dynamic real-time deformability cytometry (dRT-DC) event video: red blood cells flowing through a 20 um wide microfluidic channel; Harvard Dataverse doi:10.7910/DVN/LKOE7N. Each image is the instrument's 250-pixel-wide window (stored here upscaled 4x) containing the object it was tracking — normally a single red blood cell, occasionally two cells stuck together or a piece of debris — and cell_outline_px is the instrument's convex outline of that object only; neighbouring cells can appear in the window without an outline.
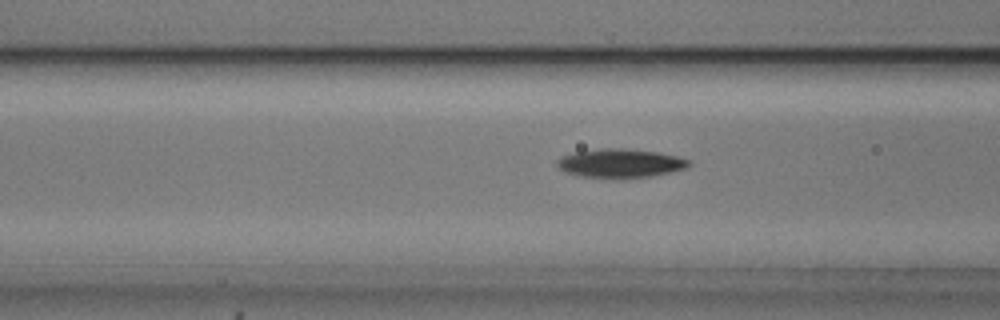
{"species": "common noctule bat (a hibernating species)", "species_latin": "Nyctalus noctula", "temperature_condition": "cold", "stored_images_in_passage": 50, "camera_frame_rate_fps": 3000, "um_per_image_px": 0.085, "animal": {"sex": "male", "body_mass_g": 20.5, "forearm_length_mm": 52.5}, "frame": {"image": 1, "passage_image": 21, "time_ms": 6.667, "image_size_px": [1000, 320], "cell_outline_px": [[692, 164], [684, 168], [668, 172], [648, 176], [580, 176], [564, 172], [556, 164], [556, 160], [560, 156], [572, 152], [600, 148], [624, 148], [656, 152], [676, 156], [688, 160]], "centroid_in_image_um": [52.64, 13.83], "position_along_channel_um": 114.0, "area_um2": 21.44}}
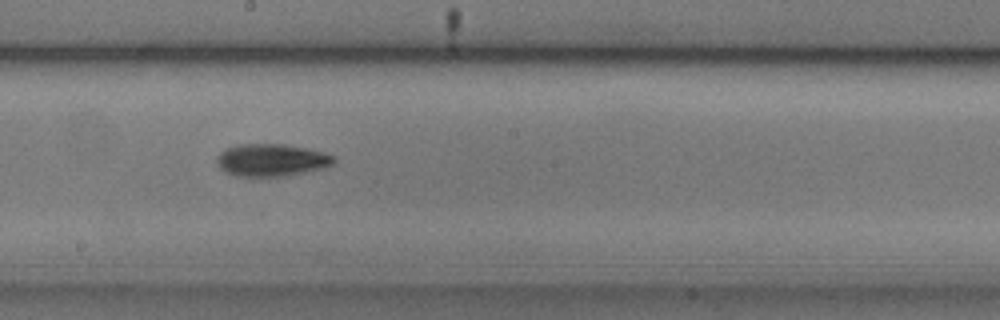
{"frame": {"image": 2, "passage_image": 30, "time_ms": 9.667, "image_size_px": [1000, 320], "cell_outline_px": [[336, 160], [332, 164], [324, 168], [284, 176], [236, 176], [224, 172], [220, 168], [216, 160], [216, 156], [224, 148], [236, 144], [284, 144], [308, 148], [324, 152], [336, 156]], "centroid_in_image_um": [23.06, 13.59], "position_along_channel_um": 225.1, "area_um2": 22.37}}
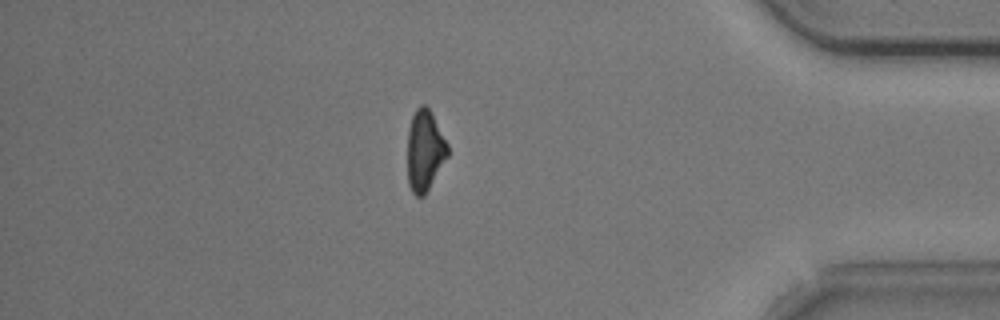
{"frame": {"image": 3, "passage_image": 47, "time_ms": 15.333, "image_size_px": [1000, 320], "cell_outline_px": [[448, 156], [424, 196], [416, 196], [412, 192], [408, 184], [408, 128], [412, 116], [416, 108], [420, 104], [424, 104], [428, 108], [448, 144]], "centroid_in_image_um": [36.09, 12.8], "position_along_channel_um": 399.1, "area_um2": 18.79}, "authors_computed_cell_mechanics": {"area_um2": 20.3456, "velocity_mm_per_s": 3.696, "shape_relaxation_time_tau1_ms": 2.5935, "shape_relaxation_time_tau2_ms": null, "deformation_change_tau1": 0.1498, "deformation_change_tau2": null}}